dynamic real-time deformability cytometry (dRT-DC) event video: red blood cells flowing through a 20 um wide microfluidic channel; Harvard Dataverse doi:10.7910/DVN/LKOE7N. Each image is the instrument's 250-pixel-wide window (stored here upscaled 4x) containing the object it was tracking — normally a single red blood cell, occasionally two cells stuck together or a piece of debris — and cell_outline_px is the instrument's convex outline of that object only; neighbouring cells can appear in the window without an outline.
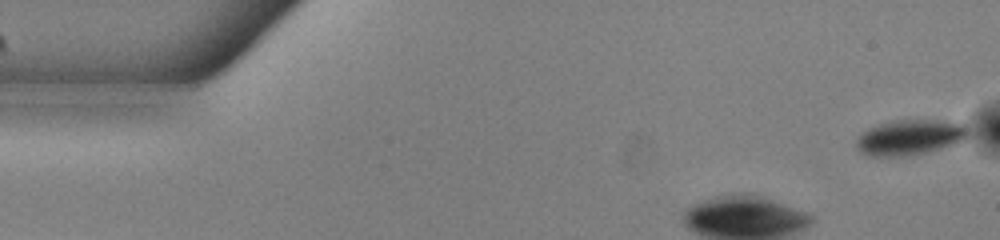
{"species": "common noctule bat (a hibernating species)", "species_latin": "Nyctalus noctula", "temperature_condition": "warm", "stored_images_in_passage": 12, "camera_frame_rate_fps": 3000, "um_per_image_px": 0.085, "animal": {"sex": "male", "body_mass_g": 13.0, "forearm_length_mm": 53.1}, "frame": {"image": 1, "passage_image": 1, "time_ms": 0.0, "image_size_px": [1000, 240], "cell_outline_px": [[964, 136], [960, 140], [952, 144], [940, 148], [908, 156], [868, 156], [860, 152], [856, 148], [856, 140], [868, 128], [892, 120], [948, 120], [964, 128]], "centroid_in_image_um": [77.2, 11.68], "position_along_channel_um": 7.8, "area_um2": 22.31}}